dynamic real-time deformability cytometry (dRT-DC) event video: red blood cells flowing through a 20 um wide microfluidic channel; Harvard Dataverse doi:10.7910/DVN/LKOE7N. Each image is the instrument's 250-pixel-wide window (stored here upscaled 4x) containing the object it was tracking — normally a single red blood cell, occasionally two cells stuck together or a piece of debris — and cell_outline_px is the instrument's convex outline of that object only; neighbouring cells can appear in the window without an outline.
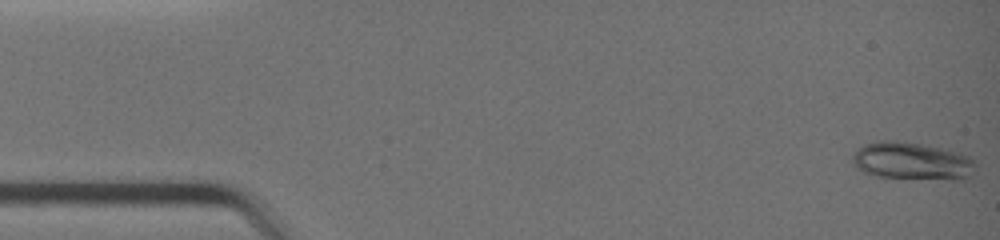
{"species": "common noctule bat (a hibernating species)", "species_latin": "Nyctalus noctula", "temperature_condition": "warm", "stored_images_in_passage": 5, "camera_frame_rate_fps": 3000, "um_per_image_px": 0.085, "animal": {"sex": "female", "body_mass_g": 19.0, "forearm_length_mm": 51.5}, "frame": {"image": 1, "passage_image": 1, "time_ms": 0.0, "image_size_px": [1000, 240], "cell_outline_px": [[976, 164], [972, 176], [964, 180], [952, 180], [876, 176], [864, 172], [856, 168], [852, 160], [852, 156], [864, 144], [880, 140], [896, 140], [920, 144], [960, 152], [968, 156]], "centroid_in_image_um": [77.56, 13.7], "position_along_channel_um": 7.4, "area_um2": 27.05}}